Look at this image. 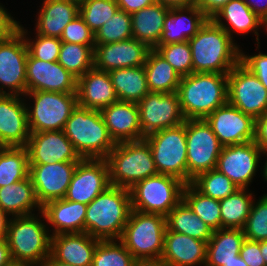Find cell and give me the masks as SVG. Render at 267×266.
Instances as JSON below:
<instances>
[{
    "mask_svg": "<svg viewBox=\"0 0 267 266\" xmlns=\"http://www.w3.org/2000/svg\"><path fill=\"white\" fill-rule=\"evenodd\" d=\"M193 73L228 74L240 61V45L212 19L188 40Z\"/></svg>",
    "mask_w": 267,
    "mask_h": 266,
    "instance_id": "obj_1",
    "label": "cell"
},
{
    "mask_svg": "<svg viewBox=\"0 0 267 266\" xmlns=\"http://www.w3.org/2000/svg\"><path fill=\"white\" fill-rule=\"evenodd\" d=\"M131 210L129 189L110 185L87 205L85 232L99 240H120Z\"/></svg>",
    "mask_w": 267,
    "mask_h": 266,
    "instance_id": "obj_2",
    "label": "cell"
},
{
    "mask_svg": "<svg viewBox=\"0 0 267 266\" xmlns=\"http://www.w3.org/2000/svg\"><path fill=\"white\" fill-rule=\"evenodd\" d=\"M177 94L186 120L205 119L228 103V76L220 73H192L181 77Z\"/></svg>",
    "mask_w": 267,
    "mask_h": 266,
    "instance_id": "obj_3",
    "label": "cell"
},
{
    "mask_svg": "<svg viewBox=\"0 0 267 266\" xmlns=\"http://www.w3.org/2000/svg\"><path fill=\"white\" fill-rule=\"evenodd\" d=\"M49 229L42 211L28 216L11 217L6 240L13 261L41 266L50 255Z\"/></svg>",
    "mask_w": 267,
    "mask_h": 266,
    "instance_id": "obj_4",
    "label": "cell"
},
{
    "mask_svg": "<svg viewBox=\"0 0 267 266\" xmlns=\"http://www.w3.org/2000/svg\"><path fill=\"white\" fill-rule=\"evenodd\" d=\"M63 131L82 159H105L115 146L100 110L77 105Z\"/></svg>",
    "mask_w": 267,
    "mask_h": 266,
    "instance_id": "obj_5",
    "label": "cell"
},
{
    "mask_svg": "<svg viewBox=\"0 0 267 266\" xmlns=\"http://www.w3.org/2000/svg\"><path fill=\"white\" fill-rule=\"evenodd\" d=\"M105 159L110 185L130 189L135 183L158 174L145 139L117 143Z\"/></svg>",
    "mask_w": 267,
    "mask_h": 266,
    "instance_id": "obj_6",
    "label": "cell"
},
{
    "mask_svg": "<svg viewBox=\"0 0 267 266\" xmlns=\"http://www.w3.org/2000/svg\"><path fill=\"white\" fill-rule=\"evenodd\" d=\"M166 228L163 215L132 209L120 241L136 260H159Z\"/></svg>",
    "mask_w": 267,
    "mask_h": 266,
    "instance_id": "obj_7",
    "label": "cell"
},
{
    "mask_svg": "<svg viewBox=\"0 0 267 266\" xmlns=\"http://www.w3.org/2000/svg\"><path fill=\"white\" fill-rule=\"evenodd\" d=\"M24 97L30 133L63 130L78 105L77 93L34 91Z\"/></svg>",
    "mask_w": 267,
    "mask_h": 266,
    "instance_id": "obj_8",
    "label": "cell"
},
{
    "mask_svg": "<svg viewBox=\"0 0 267 266\" xmlns=\"http://www.w3.org/2000/svg\"><path fill=\"white\" fill-rule=\"evenodd\" d=\"M185 183L176 177L157 174L135 183L130 189L131 207L144 213H168L183 199Z\"/></svg>",
    "mask_w": 267,
    "mask_h": 266,
    "instance_id": "obj_9",
    "label": "cell"
},
{
    "mask_svg": "<svg viewBox=\"0 0 267 266\" xmlns=\"http://www.w3.org/2000/svg\"><path fill=\"white\" fill-rule=\"evenodd\" d=\"M144 139L150 146L158 174L176 177L187 184L186 125L159 130Z\"/></svg>",
    "mask_w": 267,
    "mask_h": 266,
    "instance_id": "obj_10",
    "label": "cell"
},
{
    "mask_svg": "<svg viewBox=\"0 0 267 266\" xmlns=\"http://www.w3.org/2000/svg\"><path fill=\"white\" fill-rule=\"evenodd\" d=\"M186 125L187 184L199 174L216 169L222 145L205 119H190Z\"/></svg>",
    "mask_w": 267,
    "mask_h": 266,
    "instance_id": "obj_11",
    "label": "cell"
},
{
    "mask_svg": "<svg viewBox=\"0 0 267 266\" xmlns=\"http://www.w3.org/2000/svg\"><path fill=\"white\" fill-rule=\"evenodd\" d=\"M27 58L26 42L16 28L0 41V94L23 97L27 93Z\"/></svg>",
    "mask_w": 267,
    "mask_h": 266,
    "instance_id": "obj_12",
    "label": "cell"
},
{
    "mask_svg": "<svg viewBox=\"0 0 267 266\" xmlns=\"http://www.w3.org/2000/svg\"><path fill=\"white\" fill-rule=\"evenodd\" d=\"M228 103L254 119L267 111V89L240 61L227 74Z\"/></svg>",
    "mask_w": 267,
    "mask_h": 266,
    "instance_id": "obj_13",
    "label": "cell"
},
{
    "mask_svg": "<svg viewBox=\"0 0 267 266\" xmlns=\"http://www.w3.org/2000/svg\"><path fill=\"white\" fill-rule=\"evenodd\" d=\"M137 105L144 137L186 121L177 92H149Z\"/></svg>",
    "mask_w": 267,
    "mask_h": 266,
    "instance_id": "obj_14",
    "label": "cell"
},
{
    "mask_svg": "<svg viewBox=\"0 0 267 266\" xmlns=\"http://www.w3.org/2000/svg\"><path fill=\"white\" fill-rule=\"evenodd\" d=\"M262 150L254 141L223 146L216 169L239 188L250 187L260 168Z\"/></svg>",
    "mask_w": 267,
    "mask_h": 266,
    "instance_id": "obj_15",
    "label": "cell"
},
{
    "mask_svg": "<svg viewBox=\"0 0 267 266\" xmlns=\"http://www.w3.org/2000/svg\"><path fill=\"white\" fill-rule=\"evenodd\" d=\"M78 162L80 161L29 164V176L41 206L65 198Z\"/></svg>",
    "mask_w": 267,
    "mask_h": 266,
    "instance_id": "obj_16",
    "label": "cell"
},
{
    "mask_svg": "<svg viewBox=\"0 0 267 266\" xmlns=\"http://www.w3.org/2000/svg\"><path fill=\"white\" fill-rule=\"evenodd\" d=\"M222 146L254 141L255 119L229 103L205 118Z\"/></svg>",
    "mask_w": 267,
    "mask_h": 266,
    "instance_id": "obj_17",
    "label": "cell"
},
{
    "mask_svg": "<svg viewBox=\"0 0 267 266\" xmlns=\"http://www.w3.org/2000/svg\"><path fill=\"white\" fill-rule=\"evenodd\" d=\"M109 186L106 159H82L77 164L65 199L88 205Z\"/></svg>",
    "mask_w": 267,
    "mask_h": 266,
    "instance_id": "obj_18",
    "label": "cell"
},
{
    "mask_svg": "<svg viewBox=\"0 0 267 266\" xmlns=\"http://www.w3.org/2000/svg\"><path fill=\"white\" fill-rule=\"evenodd\" d=\"M27 92L47 91L77 93V78L58 61H42L28 53L26 62Z\"/></svg>",
    "mask_w": 267,
    "mask_h": 266,
    "instance_id": "obj_19",
    "label": "cell"
},
{
    "mask_svg": "<svg viewBox=\"0 0 267 266\" xmlns=\"http://www.w3.org/2000/svg\"><path fill=\"white\" fill-rule=\"evenodd\" d=\"M26 149L29 164H53L82 160L63 130L30 133Z\"/></svg>",
    "mask_w": 267,
    "mask_h": 266,
    "instance_id": "obj_20",
    "label": "cell"
},
{
    "mask_svg": "<svg viewBox=\"0 0 267 266\" xmlns=\"http://www.w3.org/2000/svg\"><path fill=\"white\" fill-rule=\"evenodd\" d=\"M29 137L24 96L0 94V147H26Z\"/></svg>",
    "mask_w": 267,
    "mask_h": 266,
    "instance_id": "obj_21",
    "label": "cell"
},
{
    "mask_svg": "<svg viewBox=\"0 0 267 266\" xmlns=\"http://www.w3.org/2000/svg\"><path fill=\"white\" fill-rule=\"evenodd\" d=\"M151 49L137 39L95 44L94 68L109 72L114 69L144 66Z\"/></svg>",
    "mask_w": 267,
    "mask_h": 266,
    "instance_id": "obj_22",
    "label": "cell"
},
{
    "mask_svg": "<svg viewBox=\"0 0 267 266\" xmlns=\"http://www.w3.org/2000/svg\"><path fill=\"white\" fill-rule=\"evenodd\" d=\"M100 112L115 144L144 139L136 103L118 100L102 108Z\"/></svg>",
    "mask_w": 267,
    "mask_h": 266,
    "instance_id": "obj_23",
    "label": "cell"
},
{
    "mask_svg": "<svg viewBox=\"0 0 267 266\" xmlns=\"http://www.w3.org/2000/svg\"><path fill=\"white\" fill-rule=\"evenodd\" d=\"M207 244L166 228L161 260L168 266H205Z\"/></svg>",
    "mask_w": 267,
    "mask_h": 266,
    "instance_id": "obj_24",
    "label": "cell"
},
{
    "mask_svg": "<svg viewBox=\"0 0 267 266\" xmlns=\"http://www.w3.org/2000/svg\"><path fill=\"white\" fill-rule=\"evenodd\" d=\"M99 239L86 232L64 233L51 236L50 255L72 266H92Z\"/></svg>",
    "mask_w": 267,
    "mask_h": 266,
    "instance_id": "obj_25",
    "label": "cell"
},
{
    "mask_svg": "<svg viewBox=\"0 0 267 266\" xmlns=\"http://www.w3.org/2000/svg\"><path fill=\"white\" fill-rule=\"evenodd\" d=\"M208 19L195 4L170 7L158 45L188 41Z\"/></svg>",
    "mask_w": 267,
    "mask_h": 266,
    "instance_id": "obj_26",
    "label": "cell"
},
{
    "mask_svg": "<svg viewBox=\"0 0 267 266\" xmlns=\"http://www.w3.org/2000/svg\"><path fill=\"white\" fill-rule=\"evenodd\" d=\"M78 105L92 110H101L117 102L114 86L106 71L92 68L77 79Z\"/></svg>",
    "mask_w": 267,
    "mask_h": 266,
    "instance_id": "obj_27",
    "label": "cell"
},
{
    "mask_svg": "<svg viewBox=\"0 0 267 266\" xmlns=\"http://www.w3.org/2000/svg\"><path fill=\"white\" fill-rule=\"evenodd\" d=\"M211 19L222 27L234 41L236 40L233 33L240 36H245V34L247 35L251 32L252 34L254 33L257 42L256 50L258 51L260 48L258 31L263 28V20L243 0L229 1Z\"/></svg>",
    "mask_w": 267,
    "mask_h": 266,
    "instance_id": "obj_28",
    "label": "cell"
},
{
    "mask_svg": "<svg viewBox=\"0 0 267 266\" xmlns=\"http://www.w3.org/2000/svg\"><path fill=\"white\" fill-rule=\"evenodd\" d=\"M87 205L65 198L47 202L42 206L50 235L85 232Z\"/></svg>",
    "mask_w": 267,
    "mask_h": 266,
    "instance_id": "obj_29",
    "label": "cell"
},
{
    "mask_svg": "<svg viewBox=\"0 0 267 266\" xmlns=\"http://www.w3.org/2000/svg\"><path fill=\"white\" fill-rule=\"evenodd\" d=\"M35 32L60 38L64 28L79 14V0H42Z\"/></svg>",
    "mask_w": 267,
    "mask_h": 266,
    "instance_id": "obj_30",
    "label": "cell"
},
{
    "mask_svg": "<svg viewBox=\"0 0 267 266\" xmlns=\"http://www.w3.org/2000/svg\"><path fill=\"white\" fill-rule=\"evenodd\" d=\"M0 207L11 217L32 215L35 210L42 211L30 176L0 187Z\"/></svg>",
    "mask_w": 267,
    "mask_h": 266,
    "instance_id": "obj_31",
    "label": "cell"
},
{
    "mask_svg": "<svg viewBox=\"0 0 267 266\" xmlns=\"http://www.w3.org/2000/svg\"><path fill=\"white\" fill-rule=\"evenodd\" d=\"M169 10V6L156 1L131 14L133 38L146 44L150 49H155L161 38L164 20Z\"/></svg>",
    "mask_w": 267,
    "mask_h": 266,
    "instance_id": "obj_32",
    "label": "cell"
},
{
    "mask_svg": "<svg viewBox=\"0 0 267 266\" xmlns=\"http://www.w3.org/2000/svg\"><path fill=\"white\" fill-rule=\"evenodd\" d=\"M245 235L242 229L221 228L214 230L207 242L205 266H226L239 256Z\"/></svg>",
    "mask_w": 267,
    "mask_h": 266,
    "instance_id": "obj_33",
    "label": "cell"
},
{
    "mask_svg": "<svg viewBox=\"0 0 267 266\" xmlns=\"http://www.w3.org/2000/svg\"><path fill=\"white\" fill-rule=\"evenodd\" d=\"M108 73L119 101L137 104L149 93L144 66L114 69Z\"/></svg>",
    "mask_w": 267,
    "mask_h": 266,
    "instance_id": "obj_34",
    "label": "cell"
},
{
    "mask_svg": "<svg viewBox=\"0 0 267 266\" xmlns=\"http://www.w3.org/2000/svg\"><path fill=\"white\" fill-rule=\"evenodd\" d=\"M169 231L184 234L205 242L212 237L213 230L196 215L182 199L166 216Z\"/></svg>",
    "mask_w": 267,
    "mask_h": 266,
    "instance_id": "obj_35",
    "label": "cell"
},
{
    "mask_svg": "<svg viewBox=\"0 0 267 266\" xmlns=\"http://www.w3.org/2000/svg\"><path fill=\"white\" fill-rule=\"evenodd\" d=\"M144 70L149 92H177L181 76L154 49L148 53Z\"/></svg>",
    "mask_w": 267,
    "mask_h": 266,
    "instance_id": "obj_36",
    "label": "cell"
},
{
    "mask_svg": "<svg viewBox=\"0 0 267 266\" xmlns=\"http://www.w3.org/2000/svg\"><path fill=\"white\" fill-rule=\"evenodd\" d=\"M249 190V188H239L220 200L221 228L243 229L256 197Z\"/></svg>",
    "mask_w": 267,
    "mask_h": 266,
    "instance_id": "obj_37",
    "label": "cell"
},
{
    "mask_svg": "<svg viewBox=\"0 0 267 266\" xmlns=\"http://www.w3.org/2000/svg\"><path fill=\"white\" fill-rule=\"evenodd\" d=\"M28 176L26 147H0V187L19 182Z\"/></svg>",
    "mask_w": 267,
    "mask_h": 266,
    "instance_id": "obj_38",
    "label": "cell"
},
{
    "mask_svg": "<svg viewBox=\"0 0 267 266\" xmlns=\"http://www.w3.org/2000/svg\"><path fill=\"white\" fill-rule=\"evenodd\" d=\"M183 200L213 231L221 229L219 200L201 194L190 183L184 186Z\"/></svg>",
    "mask_w": 267,
    "mask_h": 266,
    "instance_id": "obj_39",
    "label": "cell"
},
{
    "mask_svg": "<svg viewBox=\"0 0 267 266\" xmlns=\"http://www.w3.org/2000/svg\"><path fill=\"white\" fill-rule=\"evenodd\" d=\"M58 62L78 79L94 67V47L62 42Z\"/></svg>",
    "mask_w": 267,
    "mask_h": 266,
    "instance_id": "obj_40",
    "label": "cell"
},
{
    "mask_svg": "<svg viewBox=\"0 0 267 266\" xmlns=\"http://www.w3.org/2000/svg\"><path fill=\"white\" fill-rule=\"evenodd\" d=\"M190 184L201 194L219 201L239 189L226 175L220 173L217 169L197 175Z\"/></svg>",
    "mask_w": 267,
    "mask_h": 266,
    "instance_id": "obj_41",
    "label": "cell"
},
{
    "mask_svg": "<svg viewBox=\"0 0 267 266\" xmlns=\"http://www.w3.org/2000/svg\"><path fill=\"white\" fill-rule=\"evenodd\" d=\"M133 38L131 14L118 9L94 34L95 44H109Z\"/></svg>",
    "mask_w": 267,
    "mask_h": 266,
    "instance_id": "obj_42",
    "label": "cell"
},
{
    "mask_svg": "<svg viewBox=\"0 0 267 266\" xmlns=\"http://www.w3.org/2000/svg\"><path fill=\"white\" fill-rule=\"evenodd\" d=\"M136 261L120 240H99L92 266H134Z\"/></svg>",
    "mask_w": 267,
    "mask_h": 266,
    "instance_id": "obj_43",
    "label": "cell"
},
{
    "mask_svg": "<svg viewBox=\"0 0 267 266\" xmlns=\"http://www.w3.org/2000/svg\"><path fill=\"white\" fill-rule=\"evenodd\" d=\"M118 9L116 0H79V15L94 34Z\"/></svg>",
    "mask_w": 267,
    "mask_h": 266,
    "instance_id": "obj_44",
    "label": "cell"
},
{
    "mask_svg": "<svg viewBox=\"0 0 267 266\" xmlns=\"http://www.w3.org/2000/svg\"><path fill=\"white\" fill-rule=\"evenodd\" d=\"M17 28L22 32L23 38L26 42L28 53L42 61L57 62L59 58V52L62 45V41L57 37H46L40 34L34 33L35 38L29 37L30 32L25 29L18 21Z\"/></svg>",
    "mask_w": 267,
    "mask_h": 266,
    "instance_id": "obj_45",
    "label": "cell"
},
{
    "mask_svg": "<svg viewBox=\"0 0 267 266\" xmlns=\"http://www.w3.org/2000/svg\"><path fill=\"white\" fill-rule=\"evenodd\" d=\"M181 76H187L193 73L192 53L188 41L158 45L154 49Z\"/></svg>",
    "mask_w": 267,
    "mask_h": 266,
    "instance_id": "obj_46",
    "label": "cell"
},
{
    "mask_svg": "<svg viewBox=\"0 0 267 266\" xmlns=\"http://www.w3.org/2000/svg\"><path fill=\"white\" fill-rule=\"evenodd\" d=\"M245 238L251 241H267V193L254 197L249 216L243 227Z\"/></svg>",
    "mask_w": 267,
    "mask_h": 266,
    "instance_id": "obj_47",
    "label": "cell"
},
{
    "mask_svg": "<svg viewBox=\"0 0 267 266\" xmlns=\"http://www.w3.org/2000/svg\"><path fill=\"white\" fill-rule=\"evenodd\" d=\"M60 40L95 47L94 33L79 14L64 28Z\"/></svg>",
    "mask_w": 267,
    "mask_h": 266,
    "instance_id": "obj_48",
    "label": "cell"
},
{
    "mask_svg": "<svg viewBox=\"0 0 267 266\" xmlns=\"http://www.w3.org/2000/svg\"><path fill=\"white\" fill-rule=\"evenodd\" d=\"M240 62L248 68L267 89V53L246 54L240 49Z\"/></svg>",
    "mask_w": 267,
    "mask_h": 266,
    "instance_id": "obj_49",
    "label": "cell"
},
{
    "mask_svg": "<svg viewBox=\"0 0 267 266\" xmlns=\"http://www.w3.org/2000/svg\"><path fill=\"white\" fill-rule=\"evenodd\" d=\"M239 256L248 266H266L261 255L260 242L245 239L242 244Z\"/></svg>",
    "mask_w": 267,
    "mask_h": 266,
    "instance_id": "obj_50",
    "label": "cell"
},
{
    "mask_svg": "<svg viewBox=\"0 0 267 266\" xmlns=\"http://www.w3.org/2000/svg\"><path fill=\"white\" fill-rule=\"evenodd\" d=\"M18 21L11 16L9 11L0 3V41L5 39L17 28Z\"/></svg>",
    "mask_w": 267,
    "mask_h": 266,
    "instance_id": "obj_51",
    "label": "cell"
},
{
    "mask_svg": "<svg viewBox=\"0 0 267 266\" xmlns=\"http://www.w3.org/2000/svg\"><path fill=\"white\" fill-rule=\"evenodd\" d=\"M254 142L262 151L267 150V111L255 119Z\"/></svg>",
    "mask_w": 267,
    "mask_h": 266,
    "instance_id": "obj_52",
    "label": "cell"
},
{
    "mask_svg": "<svg viewBox=\"0 0 267 266\" xmlns=\"http://www.w3.org/2000/svg\"><path fill=\"white\" fill-rule=\"evenodd\" d=\"M229 1L231 0H197L195 5L211 19Z\"/></svg>",
    "mask_w": 267,
    "mask_h": 266,
    "instance_id": "obj_53",
    "label": "cell"
},
{
    "mask_svg": "<svg viewBox=\"0 0 267 266\" xmlns=\"http://www.w3.org/2000/svg\"><path fill=\"white\" fill-rule=\"evenodd\" d=\"M116 2L120 10L133 14L142 8L154 4L156 0H116Z\"/></svg>",
    "mask_w": 267,
    "mask_h": 266,
    "instance_id": "obj_54",
    "label": "cell"
},
{
    "mask_svg": "<svg viewBox=\"0 0 267 266\" xmlns=\"http://www.w3.org/2000/svg\"><path fill=\"white\" fill-rule=\"evenodd\" d=\"M243 1L260 19L264 20L267 17V0H243Z\"/></svg>",
    "mask_w": 267,
    "mask_h": 266,
    "instance_id": "obj_55",
    "label": "cell"
},
{
    "mask_svg": "<svg viewBox=\"0 0 267 266\" xmlns=\"http://www.w3.org/2000/svg\"><path fill=\"white\" fill-rule=\"evenodd\" d=\"M13 261L9 244L5 239H0V266H6Z\"/></svg>",
    "mask_w": 267,
    "mask_h": 266,
    "instance_id": "obj_56",
    "label": "cell"
},
{
    "mask_svg": "<svg viewBox=\"0 0 267 266\" xmlns=\"http://www.w3.org/2000/svg\"><path fill=\"white\" fill-rule=\"evenodd\" d=\"M10 218L0 207V239H5L7 236Z\"/></svg>",
    "mask_w": 267,
    "mask_h": 266,
    "instance_id": "obj_57",
    "label": "cell"
},
{
    "mask_svg": "<svg viewBox=\"0 0 267 266\" xmlns=\"http://www.w3.org/2000/svg\"><path fill=\"white\" fill-rule=\"evenodd\" d=\"M162 5L169 7L188 6L196 4L197 0H156Z\"/></svg>",
    "mask_w": 267,
    "mask_h": 266,
    "instance_id": "obj_58",
    "label": "cell"
},
{
    "mask_svg": "<svg viewBox=\"0 0 267 266\" xmlns=\"http://www.w3.org/2000/svg\"><path fill=\"white\" fill-rule=\"evenodd\" d=\"M134 266H168L161 259L159 260H137Z\"/></svg>",
    "mask_w": 267,
    "mask_h": 266,
    "instance_id": "obj_59",
    "label": "cell"
},
{
    "mask_svg": "<svg viewBox=\"0 0 267 266\" xmlns=\"http://www.w3.org/2000/svg\"><path fill=\"white\" fill-rule=\"evenodd\" d=\"M41 266H72L66 263H62L56 259H54L51 255H49L42 263Z\"/></svg>",
    "mask_w": 267,
    "mask_h": 266,
    "instance_id": "obj_60",
    "label": "cell"
},
{
    "mask_svg": "<svg viewBox=\"0 0 267 266\" xmlns=\"http://www.w3.org/2000/svg\"><path fill=\"white\" fill-rule=\"evenodd\" d=\"M261 156L263 157V156H265L266 158H265V163H264V165H263V167H261L260 169H261V175H262V177H263V180L265 181V182H267V150H263L262 151V153H261ZM263 169V170H262ZM263 173V174H262Z\"/></svg>",
    "mask_w": 267,
    "mask_h": 266,
    "instance_id": "obj_61",
    "label": "cell"
},
{
    "mask_svg": "<svg viewBox=\"0 0 267 266\" xmlns=\"http://www.w3.org/2000/svg\"><path fill=\"white\" fill-rule=\"evenodd\" d=\"M260 250L265 261V265L267 266V241H260Z\"/></svg>",
    "mask_w": 267,
    "mask_h": 266,
    "instance_id": "obj_62",
    "label": "cell"
},
{
    "mask_svg": "<svg viewBox=\"0 0 267 266\" xmlns=\"http://www.w3.org/2000/svg\"><path fill=\"white\" fill-rule=\"evenodd\" d=\"M226 266H248V265L244 262V260L240 256H237V259L230 261L229 263L226 264Z\"/></svg>",
    "mask_w": 267,
    "mask_h": 266,
    "instance_id": "obj_63",
    "label": "cell"
},
{
    "mask_svg": "<svg viewBox=\"0 0 267 266\" xmlns=\"http://www.w3.org/2000/svg\"><path fill=\"white\" fill-rule=\"evenodd\" d=\"M6 266H31V265L24 264V263H19L17 261H12L10 264H8Z\"/></svg>",
    "mask_w": 267,
    "mask_h": 266,
    "instance_id": "obj_64",
    "label": "cell"
},
{
    "mask_svg": "<svg viewBox=\"0 0 267 266\" xmlns=\"http://www.w3.org/2000/svg\"><path fill=\"white\" fill-rule=\"evenodd\" d=\"M263 28L267 32V17L263 20Z\"/></svg>",
    "mask_w": 267,
    "mask_h": 266,
    "instance_id": "obj_65",
    "label": "cell"
}]
</instances>
